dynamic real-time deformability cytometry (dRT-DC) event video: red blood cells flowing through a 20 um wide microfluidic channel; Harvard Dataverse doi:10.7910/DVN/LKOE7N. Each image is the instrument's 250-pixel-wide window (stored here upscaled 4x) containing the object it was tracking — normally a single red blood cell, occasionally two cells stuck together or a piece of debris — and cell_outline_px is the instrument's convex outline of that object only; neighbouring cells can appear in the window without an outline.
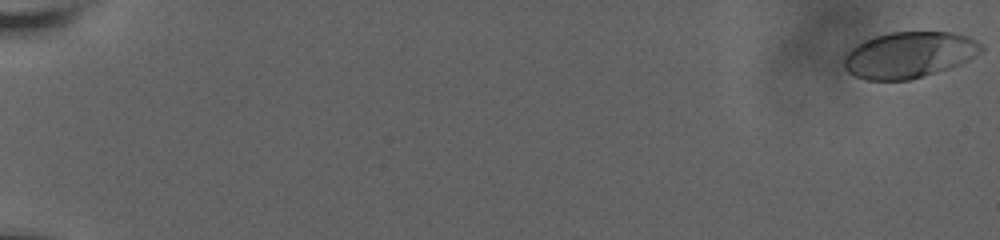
{"species": "human", "species_latin": "Homo sapiens", "temperature_condition": "room temperature", "stored_images_in_passage": 60, "camera_frame_rate_fps": 3000, "um_per_image_px": 0.085, "donor": {"sex": "male"}, "frame": {"image": 1, "passage_image": 1, "time_ms": 0.0, "image_size_px": [1000, 240], "cell_outline_px": [[984, 48], [980, 52], [968, 60], [948, 68], [924, 76], [908, 80], [868, 80], [856, 76], [848, 72], [844, 68], [844, 56], [856, 44], [864, 40], [876, 36], [892, 32], [952, 32], [968, 36], [980, 44]], "centroid_in_image_um": [77.25, 4.66], "position_along_channel_um": 7.8, "area_um2": 36.65}}
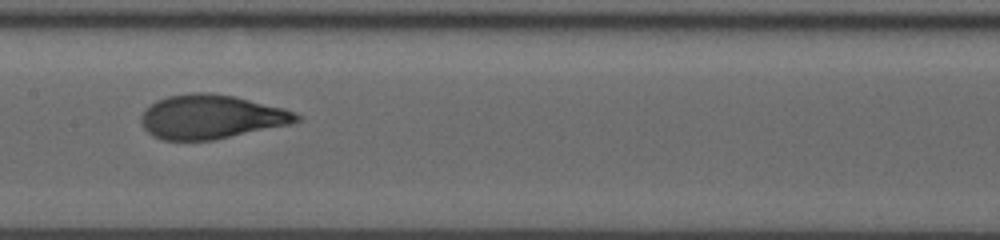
{"frame": {"image": 2, "passage_image": 34, "time_ms": 11.0, "image_size_px": [1000, 240], "cell_outline_px": [[304, 116], [300, 120], [288, 124], [212, 140], [164, 140], [152, 136], [144, 128], [140, 120], [140, 116], [144, 108], [156, 100], [168, 96], [192, 92], [208, 92], [236, 96], [284, 108], [296, 112]], "centroid_in_image_um": [17.92, 9.91], "position_along_channel_um": 189.5, "area_um2": 40.0}}
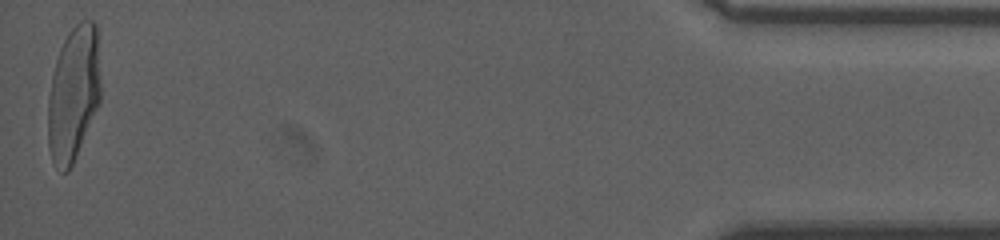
{"frame": {"image": 3, "passage_image": 60, "time_ms": 19.667, "image_size_px": [1000, 240], "cell_outline_px": [[100, 100], [72, 164], [68, 172], [60, 172], [56, 168], [52, 160], [48, 144], [48, 96], [52, 76], [56, 60], [60, 48], [68, 32], [80, 20], [92, 20], [96, 24], [100, 80]], "centroid_in_image_um": [6.23, 7.94], "position_along_channel_um": 429.0, "area_um2": 41.1}, "authors_computed_cell_mechanics": {"area_um2": 39.1884, "velocity_mm_per_s": 3.696, "shape_relaxation_time_tau1_ms": 5.2969, "shape_relaxation_time_tau2_ms": null, "deformation_change_tau1": 0.2327, "deformation_change_tau2": null}}